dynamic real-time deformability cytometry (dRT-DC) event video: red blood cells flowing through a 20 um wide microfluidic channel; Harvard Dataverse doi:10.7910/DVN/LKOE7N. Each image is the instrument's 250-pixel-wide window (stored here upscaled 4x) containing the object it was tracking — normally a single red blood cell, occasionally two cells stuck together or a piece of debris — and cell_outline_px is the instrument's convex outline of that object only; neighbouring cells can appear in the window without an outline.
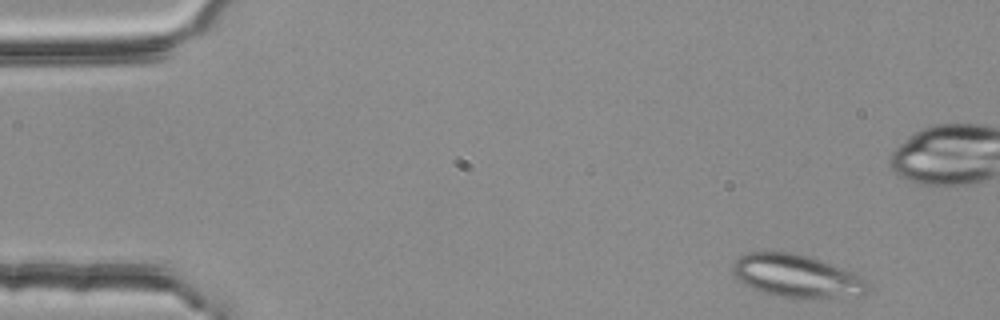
{"species": "common noctule bat (a hibernating species)", "species_latin": "Nyctalus noctula", "temperature_condition": "room temperature", "stored_images_in_passage": 5, "camera_frame_rate_fps": 3000, "um_per_image_px": 0.085, "animal": {"sex": "female", "body_mass_g": 25.1}, "frame": {"image": 1, "passage_image": 1, "time_ms": 0.0, "image_size_px": [1000, 320], "cell_outline_px": [[868, 292], [860, 296], [800, 300], [796, 300], [764, 292], [752, 288], [744, 284], [732, 272], [732, 264], [740, 256], [748, 252], [788, 252], [808, 256], [844, 268], [864, 276], [868, 280]], "centroid_in_image_um": [67.79, 23.49], "position_along_channel_um": 17.2, "area_um2": 34.33}}